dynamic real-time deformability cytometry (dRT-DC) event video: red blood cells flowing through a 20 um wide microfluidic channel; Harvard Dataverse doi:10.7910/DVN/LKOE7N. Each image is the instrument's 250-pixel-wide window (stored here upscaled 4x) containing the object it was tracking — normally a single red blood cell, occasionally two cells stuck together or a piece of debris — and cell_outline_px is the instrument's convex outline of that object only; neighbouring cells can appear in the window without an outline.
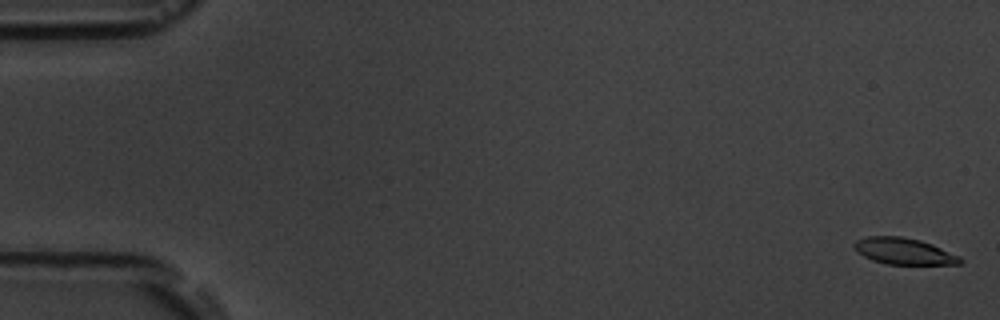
{"species": "common noctule bat (a hibernating species)", "species_latin": "Nyctalus noctula", "temperature_condition": "room temperature", "stored_images_in_passage": 5, "camera_frame_rate_fps": 3000, "um_per_image_px": 0.085, "animal": {"sex": "male", "body_mass_g": 19.5, "forearm_length_mm": 54.6}, "frame": {"image": 1, "passage_image": 1, "time_ms": 0.0, "image_size_px": [1000, 320], "cell_outline_px": [[964, 260], [960, 264], [888, 264], [872, 260], [864, 256], [852, 244], [856, 240], [868, 236], [900, 236], [920, 240], [932, 244], [960, 256]], "centroid_in_image_um": [76.86, 21.35], "position_along_channel_um": 8.1, "area_um2": 16.18}}
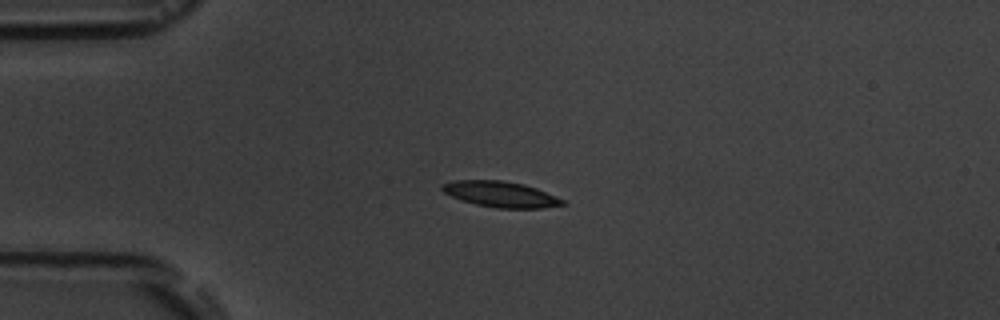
{"frame": {"image": 2, "passage_image": 4, "time_ms": 4.333, "image_size_px": [1000, 320], "cell_outline_px": [[568, 204], [544, 208], [496, 208], [476, 204], [460, 200], [444, 192], [440, 188], [440, 184], [456, 180], [500, 180], [524, 184], [536, 188], [564, 200]], "centroid_in_image_um": [42.55, 16.51], "position_along_channel_um": 42.5, "area_um2": 18.09}}